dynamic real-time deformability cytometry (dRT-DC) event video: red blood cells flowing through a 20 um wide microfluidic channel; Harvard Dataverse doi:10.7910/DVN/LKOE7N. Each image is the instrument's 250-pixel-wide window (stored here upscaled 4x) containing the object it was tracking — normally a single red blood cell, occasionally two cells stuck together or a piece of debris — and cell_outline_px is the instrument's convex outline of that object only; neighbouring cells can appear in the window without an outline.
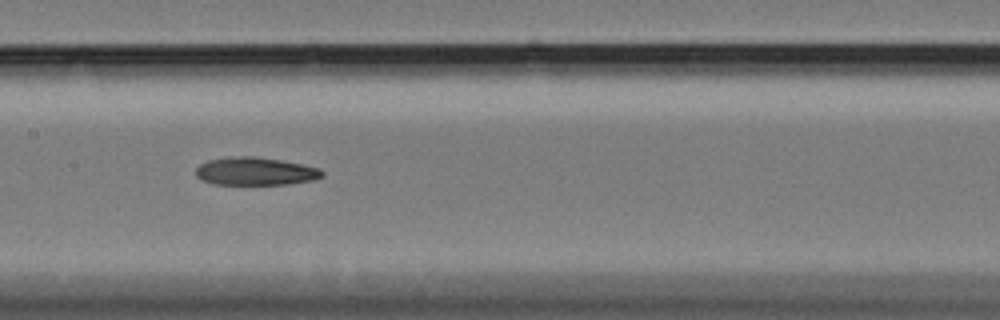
{"species": "Egyptian fruit bat (a non-hibernating species)", "species_latin": "Rousettus aegyptiacus", "temperature_condition": "cold", "stored_images_in_passage": 19, "camera_frame_rate_fps": 3000, "um_per_image_px": 0.085, "animal": {"sex": "female"}, "frame": {"image": 1, "passage_image": 16, "time_ms": 5.0, "image_size_px": [1000, 320], "cell_outline_px": [[324, 176], [312, 180], [288, 184], [212, 184], [200, 180], [196, 176], [196, 168], [200, 164], [208, 160], [232, 156], [256, 156], [284, 160], [304, 164], [320, 168], [324, 172]], "centroid_in_image_um": [21.71, 14.55], "position_along_channel_um": 185.7, "area_um2": 20.87}}